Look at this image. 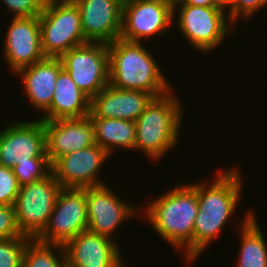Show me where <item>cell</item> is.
<instances>
[{
  "label": "cell",
  "instance_id": "cell-24",
  "mask_svg": "<svg viewBox=\"0 0 267 267\" xmlns=\"http://www.w3.org/2000/svg\"><path fill=\"white\" fill-rule=\"evenodd\" d=\"M29 237L0 239V267H22Z\"/></svg>",
  "mask_w": 267,
  "mask_h": 267
},
{
  "label": "cell",
  "instance_id": "cell-11",
  "mask_svg": "<svg viewBox=\"0 0 267 267\" xmlns=\"http://www.w3.org/2000/svg\"><path fill=\"white\" fill-rule=\"evenodd\" d=\"M37 119L12 121L0 131V165L13 168L24 161H49L44 123Z\"/></svg>",
  "mask_w": 267,
  "mask_h": 267
},
{
  "label": "cell",
  "instance_id": "cell-17",
  "mask_svg": "<svg viewBox=\"0 0 267 267\" xmlns=\"http://www.w3.org/2000/svg\"><path fill=\"white\" fill-rule=\"evenodd\" d=\"M117 240L84 230L64 245L65 259L75 267H126Z\"/></svg>",
  "mask_w": 267,
  "mask_h": 267
},
{
  "label": "cell",
  "instance_id": "cell-14",
  "mask_svg": "<svg viewBox=\"0 0 267 267\" xmlns=\"http://www.w3.org/2000/svg\"><path fill=\"white\" fill-rule=\"evenodd\" d=\"M6 31L2 54L14 75L45 58L39 17H12Z\"/></svg>",
  "mask_w": 267,
  "mask_h": 267
},
{
  "label": "cell",
  "instance_id": "cell-4",
  "mask_svg": "<svg viewBox=\"0 0 267 267\" xmlns=\"http://www.w3.org/2000/svg\"><path fill=\"white\" fill-rule=\"evenodd\" d=\"M178 99L172 91L154 98L135 121L134 150L143 151L151 161L163 159L166 153L178 146L184 111Z\"/></svg>",
  "mask_w": 267,
  "mask_h": 267
},
{
  "label": "cell",
  "instance_id": "cell-19",
  "mask_svg": "<svg viewBox=\"0 0 267 267\" xmlns=\"http://www.w3.org/2000/svg\"><path fill=\"white\" fill-rule=\"evenodd\" d=\"M63 69L59 58L44 59L19 70L16 75L21 78V85L28 102L36 112L45 113L54 97L55 82Z\"/></svg>",
  "mask_w": 267,
  "mask_h": 267
},
{
  "label": "cell",
  "instance_id": "cell-22",
  "mask_svg": "<svg viewBox=\"0 0 267 267\" xmlns=\"http://www.w3.org/2000/svg\"><path fill=\"white\" fill-rule=\"evenodd\" d=\"M90 119L94 126L95 144L105 149L110 155L118 147L135 149V121L97 117H90Z\"/></svg>",
  "mask_w": 267,
  "mask_h": 267
},
{
  "label": "cell",
  "instance_id": "cell-33",
  "mask_svg": "<svg viewBox=\"0 0 267 267\" xmlns=\"http://www.w3.org/2000/svg\"><path fill=\"white\" fill-rule=\"evenodd\" d=\"M60 267H75L73 266L70 262H68L67 260H65Z\"/></svg>",
  "mask_w": 267,
  "mask_h": 267
},
{
  "label": "cell",
  "instance_id": "cell-21",
  "mask_svg": "<svg viewBox=\"0 0 267 267\" xmlns=\"http://www.w3.org/2000/svg\"><path fill=\"white\" fill-rule=\"evenodd\" d=\"M249 211L238 227L241 244L237 267H267V241L254 211Z\"/></svg>",
  "mask_w": 267,
  "mask_h": 267
},
{
  "label": "cell",
  "instance_id": "cell-16",
  "mask_svg": "<svg viewBox=\"0 0 267 267\" xmlns=\"http://www.w3.org/2000/svg\"><path fill=\"white\" fill-rule=\"evenodd\" d=\"M42 121L46 154L51 165L61 156L95 144L94 126L89 115Z\"/></svg>",
  "mask_w": 267,
  "mask_h": 267
},
{
  "label": "cell",
  "instance_id": "cell-29",
  "mask_svg": "<svg viewBox=\"0 0 267 267\" xmlns=\"http://www.w3.org/2000/svg\"><path fill=\"white\" fill-rule=\"evenodd\" d=\"M27 237L17 227L14 206L0 204V239Z\"/></svg>",
  "mask_w": 267,
  "mask_h": 267
},
{
  "label": "cell",
  "instance_id": "cell-5",
  "mask_svg": "<svg viewBox=\"0 0 267 267\" xmlns=\"http://www.w3.org/2000/svg\"><path fill=\"white\" fill-rule=\"evenodd\" d=\"M39 24L45 57L60 58L70 49L88 43L83 35L78 6L73 0H46Z\"/></svg>",
  "mask_w": 267,
  "mask_h": 267
},
{
  "label": "cell",
  "instance_id": "cell-1",
  "mask_svg": "<svg viewBox=\"0 0 267 267\" xmlns=\"http://www.w3.org/2000/svg\"><path fill=\"white\" fill-rule=\"evenodd\" d=\"M226 170L219 169L210 184L207 180L198 183L199 211L192 235V264L218 239L242 198V173L236 167Z\"/></svg>",
  "mask_w": 267,
  "mask_h": 267
},
{
  "label": "cell",
  "instance_id": "cell-20",
  "mask_svg": "<svg viewBox=\"0 0 267 267\" xmlns=\"http://www.w3.org/2000/svg\"><path fill=\"white\" fill-rule=\"evenodd\" d=\"M90 113V99L77 87L70 75L62 69L55 82L50 108L39 116L41 120L82 118Z\"/></svg>",
  "mask_w": 267,
  "mask_h": 267
},
{
  "label": "cell",
  "instance_id": "cell-6",
  "mask_svg": "<svg viewBox=\"0 0 267 267\" xmlns=\"http://www.w3.org/2000/svg\"><path fill=\"white\" fill-rule=\"evenodd\" d=\"M173 21L187 43L204 54L214 52L225 42L233 25L220 7L178 5L173 9Z\"/></svg>",
  "mask_w": 267,
  "mask_h": 267
},
{
  "label": "cell",
  "instance_id": "cell-7",
  "mask_svg": "<svg viewBox=\"0 0 267 267\" xmlns=\"http://www.w3.org/2000/svg\"><path fill=\"white\" fill-rule=\"evenodd\" d=\"M61 190L52 172L41 180L20 186L13 206L22 235L36 239L43 232Z\"/></svg>",
  "mask_w": 267,
  "mask_h": 267
},
{
  "label": "cell",
  "instance_id": "cell-13",
  "mask_svg": "<svg viewBox=\"0 0 267 267\" xmlns=\"http://www.w3.org/2000/svg\"><path fill=\"white\" fill-rule=\"evenodd\" d=\"M88 230L114 240L123 222L134 218L137 207L119 198L109 185L86 188ZM136 207V208H135Z\"/></svg>",
  "mask_w": 267,
  "mask_h": 267
},
{
  "label": "cell",
  "instance_id": "cell-30",
  "mask_svg": "<svg viewBox=\"0 0 267 267\" xmlns=\"http://www.w3.org/2000/svg\"><path fill=\"white\" fill-rule=\"evenodd\" d=\"M179 5L201 6V7H218L214 0H182Z\"/></svg>",
  "mask_w": 267,
  "mask_h": 267
},
{
  "label": "cell",
  "instance_id": "cell-23",
  "mask_svg": "<svg viewBox=\"0 0 267 267\" xmlns=\"http://www.w3.org/2000/svg\"><path fill=\"white\" fill-rule=\"evenodd\" d=\"M65 260L63 245L30 239L24 249L22 267H60Z\"/></svg>",
  "mask_w": 267,
  "mask_h": 267
},
{
  "label": "cell",
  "instance_id": "cell-28",
  "mask_svg": "<svg viewBox=\"0 0 267 267\" xmlns=\"http://www.w3.org/2000/svg\"><path fill=\"white\" fill-rule=\"evenodd\" d=\"M17 17H39L46 0H0Z\"/></svg>",
  "mask_w": 267,
  "mask_h": 267
},
{
  "label": "cell",
  "instance_id": "cell-26",
  "mask_svg": "<svg viewBox=\"0 0 267 267\" xmlns=\"http://www.w3.org/2000/svg\"><path fill=\"white\" fill-rule=\"evenodd\" d=\"M19 190L13 169L0 165V204L13 206Z\"/></svg>",
  "mask_w": 267,
  "mask_h": 267
},
{
  "label": "cell",
  "instance_id": "cell-3",
  "mask_svg": "<svg viewBox=\"0 0 267 267\" xmlns=\"http://www.w3.org/2000/svg\"><path fill=\"white\" fill-rule=\"evenodd\" d=\"M144 46V42L120 38L108 44L109 84L119 89L145 91L155 98L175 91L152 52Z\"/></svg>",
  "mask_w": 267,
  "mask_h": 267
},
{
  "label": "cell",
  "instance_id": "cell-32",
  "mask_svg": "<svg viewBox=\"0 0 267 267\" xmlns=\"http://www.w3.org/2000/svg\"><path fill=\"white\" fill-rule=\"evenodd\" d=\"M158 1H161L162 3H165L169 5L172 9H174L181 3L182 0H158Z\"/></svg>",
  "mask_w": 267,
  "mask_h": 267
},
{
  "label": "cell",
  "instance_id": "cell-10",
  "mask_svg": "<svg viewBox=\"0 0 267 267\" xmlns=\"http://www.w3.org/2000/svg\"><path fill=\"white\" fill-rule=\"evenodd\" d=\"M173 23L169 5L158 0H127L123 2L120 39L143 43L156 34L164 37Z\"/></svg>",
  "mask_w": 267,
  "mask_h": 267
},
{
  "label": "cell",
  "instance_id": "cell-31",
  "mask_svg": "<svg viewBox=\"0 0 267 267\" xmlns=\"http://www.w3.org/2000/svg\"><path fill=\"white\" fill-rule=\"evenodd\" d=\"M215 4L224 9L226 11V8L228 9L231 4H232V0H214Z\"/></svg>",
  "mask_w": 267,
  "mask_h": 267
},
{
  "label": "cell",
  "instance_id": "cell-27",
  "mask_svg": "<svg viewBox=\"0 0 267 267\" xmlns=\"http://www.w3.org/2000/svg\"><path fill=\"white\" fill-rule=\"evenodd\" d=\"M265 6L267 7V0H232V4L226 9V12L230 22L235 26L234 24L239 22V18L249 19ZM241 15L242 17H240Z\"/></svg>",
  "mask_w": 267,
  "mask_h": 267
},
{
  "label": "cell",
  "instance_id": "cell-8",
  "mask_svg": "<svg viewBox=\"0 0 267 267\" xmlns=\"http://www.w3.org/2000/svg\"><path fill=\"white\" fill-rule=\"evenodd\" d=\"M59 59L63 69L90 100L109 84L107 44L88 42L70 49Z\"/></svg>",
  "mask_w": 267,
  "mask_h": 267
},
{
  "label": "cell",
  "instance_id": "cell-2",
  "mask_svg": "<svg viewBox=\"0 0 267 267\" xmlns=\"http://www.w3.org/2000/svg\"><path fill=\"white\" fill-rule=\"evenodd\" d=\"M178 184L144 209V216L163 240L175 249H185V261L192 263V235L199 211L198 183Z\"/></svg>",
  "mask_w": 267,
  "mask_h": 267
},
{
  "label": "cell",
  "instance_id": "cell-15",
  "mask_svg": "<svg viewBox=\"0 0 267 267\" xmlns=\"http://www.w3.org/2000/svg\"><path fill=\"white\" fill-rule=\"evenodd\" d=\"M78 6L87 42L111 44L120 38L122 0H73Z\"/></svg>",
  "mask_w": 267,
  "mask_h": 267
},
{
  "label": "cell",
  "instance_id": "cell-18",
  "mask_svg": "<svg viewBox=\"0 0 267 267\" xmlns=\"http://www.w3.org/2000/svg\"><path fill=\"white\" fill-rule=\"evenodd\" d=\"M154 98L145 91L119 89L108 84L90 100L89 117L136 121Z\"/></svg>",
  "mask_w": 267,
  "mask_h": 267
},
{
  "label": "cell",
  "instance_id": "cell-25",
  "mask_svg": "<svg viewBox=\"0 0 267 267\" xmlns=\"http://www.w3.org/2000/svg\"><path fill=\"white\" fill-rule=\"evenodd\" d=\"M12 169L20 186L41 180L52 172L50 161H24Z\"/></svg>",
  "mask_w": 267,
  "mask_h": 267
},
{
  "label": "cell",
  "instance_id": "cell-12",
  "mask_svg": "<svg viewBox=\"0 0 267 267\" xmlns=\"http://www.w3.org/2000/svg\"><path fill=\"white\" fill-rule=\"evenodd\" d=\"M110 154L97 144L59 157L52 173L62 188L83 189L106 184L98 175Z\"/></svg>",
  "mask_w": 267,
  "mask_h": 267
},
{
  "label": "cell",
  "instance_id": "cell-9",
  "mask_svg": "<svg viewBox=\"0 0 267 267\" xmlns=\"http://www.w3.org/2000/svg\"><path fill=\"white\" fill-rule=\"evenodd\" d=\"M87 228L86 188H62L47 226L36 239L42 243L64 246Z\"/></svg>",
  "mask_w": 267,
  "mask_h": 267
}]
</instances>
